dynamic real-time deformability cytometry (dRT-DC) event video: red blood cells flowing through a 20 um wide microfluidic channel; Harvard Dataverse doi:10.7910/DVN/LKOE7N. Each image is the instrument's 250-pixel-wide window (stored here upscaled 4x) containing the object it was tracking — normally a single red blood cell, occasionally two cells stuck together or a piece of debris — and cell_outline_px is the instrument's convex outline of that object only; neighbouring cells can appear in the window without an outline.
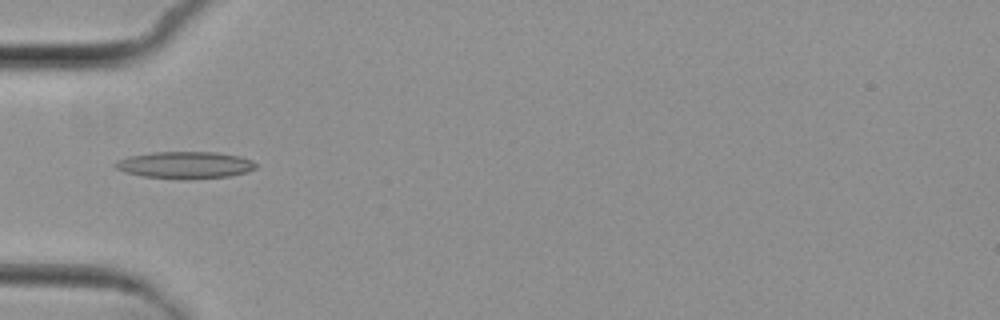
{"species": "common noctule bat (a hibernating species)", "species_latin": "Nyctalus noctula", "temperature_condition": "cold", "stored_images_in_passage": 8, "camera_frame_rate_fps": 3000, "um_per_image_px": 0.085, "animal": {"sex": "female", "body_mass_g": 29.2, "forearm_length_mm": 56.3}, "frame": {"image": 1, "passage_image": 6, "time_ms": 6.667, "image_size_px": [1000, 320], "cell_outline_px": [[260, 164], [256, 168], [244, 172], [228, 176], [188, 180], [184, 180], [144, 176], [124, 172], [116, 168], [112, 164], [116, 160], [128, 156], [152, 152], [216, 152], [240, 156], [252, 160]], "centroid_in_image_um": [15.72, 14.03], "position_along_channel_um": 69.3, "area_um2": 22.37}}
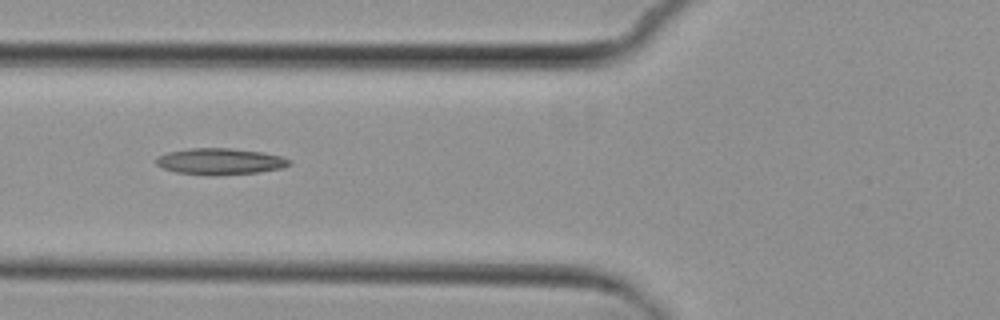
{"frame": {"image": 2, "passage_image": 7, "time_ms": 7.667, "image_size_px": [1000, 320], "cell_outline_px": [[292, 164], [280, 168], [260, 172], [212, 176], [176, 172], [164, 168], [156, 164], [156, 156], [168, 152], [192, 148], [228, 148], [264, 152], [280, 156], [292, 160]], "centroid_in_image_um": [18.72, 13.72], "position_along_channel_um": 107.1, "area_um2": 20.52}}
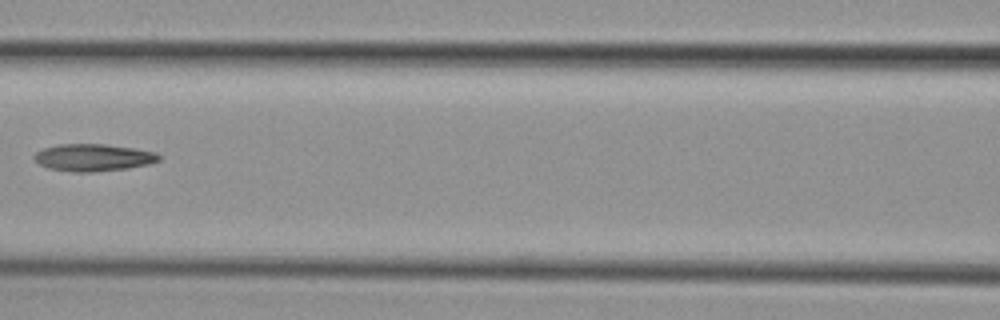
{"frame": {"image": 3, "passage_image": 8, "time_ms": 9.0, "image_size_px": [1000, 320], "cell_outline_px": [[160, 160], [148, 164], [128, 168], [96, 172], [72, 172], [48, 168], [40, 164], [32, 156], [36, 152], [44, 148], [60, 144], [104, 144], [132, 148], [156, 152], [160, 156]], "centroid_in_image_um": [7.92, 13.39], "position_along_channel_um": 158.7, "area_um2": 19.71}}